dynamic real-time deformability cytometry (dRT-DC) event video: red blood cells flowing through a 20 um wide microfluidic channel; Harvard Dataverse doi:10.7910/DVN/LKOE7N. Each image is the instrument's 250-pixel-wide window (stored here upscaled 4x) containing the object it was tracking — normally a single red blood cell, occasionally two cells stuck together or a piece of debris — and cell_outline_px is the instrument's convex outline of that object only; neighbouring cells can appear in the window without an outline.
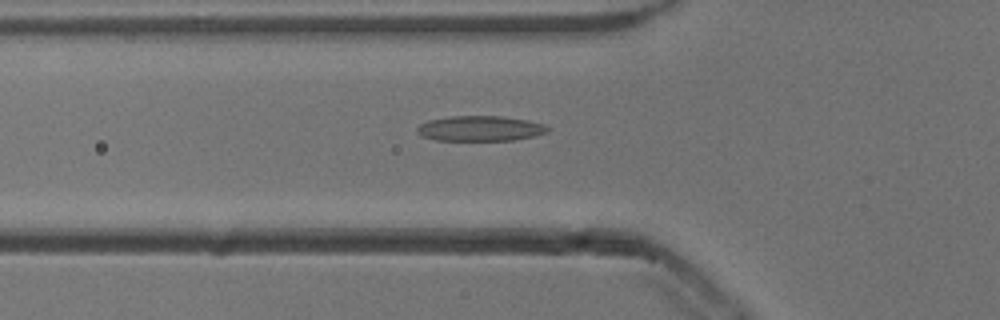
{"species": "common noctule bat (a hibernating species)", "species_latin": "Nyctalus noctula", "temperature_condition": "cold", "stored_images_in_passage": 50, "camera_frame_rate_fps": 3000, "um_per_image_px": 0.085, "animal": {"sex": "male", "body_mass_g": 13.3}, "frame": {"image": 1, "passage_image": 15, "time_ms": 4.667, "image_size_px": [1000, 320], "cell_outline_px": [[548, 132], [532, 136], [512, 140], [436, 140], [424, 136], [416, 132], [416, 128], [420, 124], [428, 120], [448, 116], [500, 116], [524, 120], [544, 124], [548, 128]], "centroid_in_image_um": [40.76, 10.91], "position_along_channel_um": 85.0, "area_um2": 18.96}}
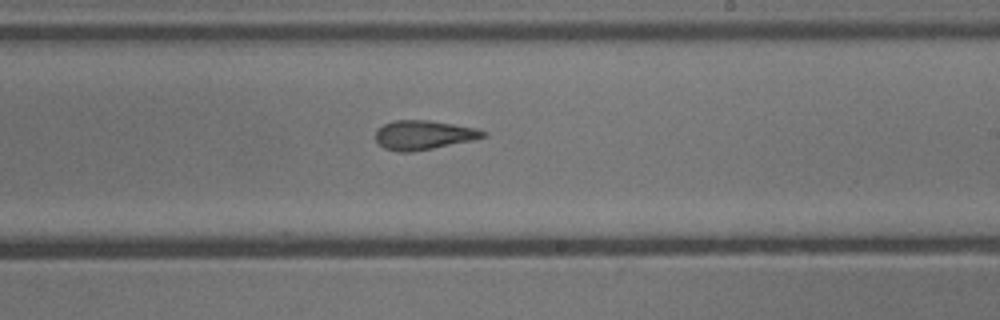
{"frame": {"image": 2, "passage_image": 28, "time_ms": 9.0, "image_size_px": [1000, 320], "cell_outline_px": [[488, 136], [472, 140], [412, 152], [400, 152], [384, 148], [376, 140], [376, 132], [384, 124], [392, 120], [428, 120], [476, 128], [488, 132]], "centroid_in_image_um": [36.02, 11.47], "position_along_channel_um": 253.0, "area_um2": 18.15}}
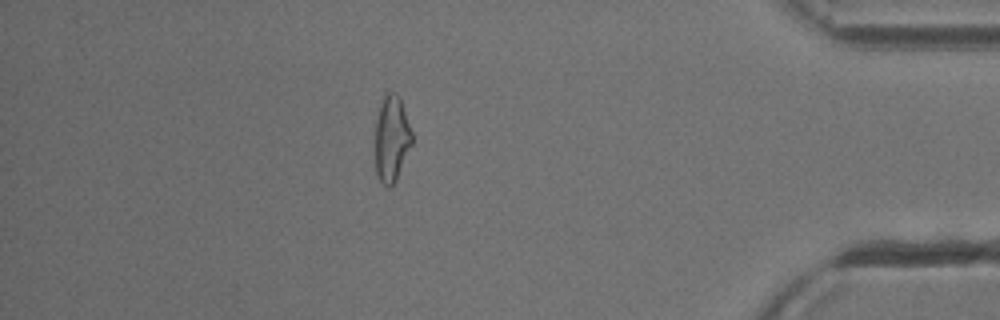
{"frame": {"image": 3, "passage_image": 43, "time_ms": 14.0, "image_size_px": [1000, 320], "cell_outline_px": [[412, 144], [396, 180], [388, 188], [380, 180], [376, 172], [376, 120], [380, 104], [384, 92], [396, 92], [400, 96], [412, 132]], "centroid_in_image_um": [33.3, 11.73], "position_along_channel_um": 401.9, "area_um2": 18.44}, "authors_computed_cell_mechanics": {"area_um2": 18.9584, "velocity_mm_per_s": 3.8559, "shape_relaxation_time_tau1_ms": 8.0606, "shape_relaxation_time_tau2_ms": 3.1309, "deformation_change_tau1": 0.2098, "deformation_change_tau2": 0.1241}}